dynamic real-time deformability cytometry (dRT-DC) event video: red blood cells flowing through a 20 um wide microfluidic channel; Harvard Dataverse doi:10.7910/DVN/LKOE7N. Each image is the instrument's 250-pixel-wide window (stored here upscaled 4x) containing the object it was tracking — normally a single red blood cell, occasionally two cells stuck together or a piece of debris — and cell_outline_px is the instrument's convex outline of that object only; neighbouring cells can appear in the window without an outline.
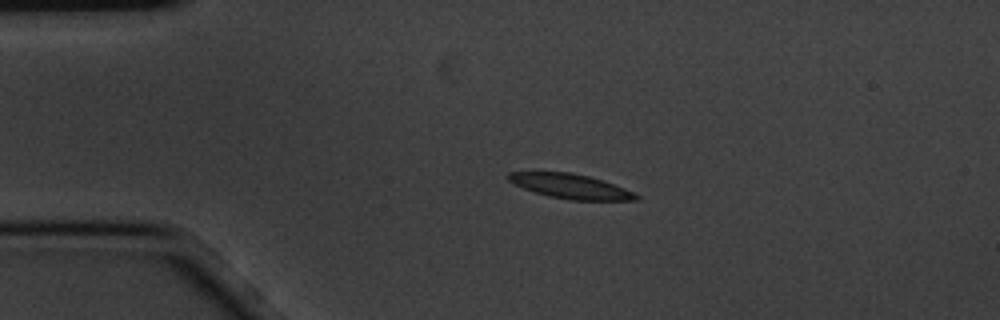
{"species": "common noctule bat (a hibernating species)", "species_latin": "Nyctalus noctula", "temperature_condition": "cold", "stored_images_in_passage": 2, "camera_frame_rate_fps": 3000, "um_per_image_px": 0.085, "animal": {"sex": "male", "body_mass_g": 20.1, "forearm_length_mm": 53.5}, "frame": {"image": 1, "passage_image": 1, "time_ms": 0.0, "image_size_px": [1000, 320], "cell_outline_px": [[640, 200], [568, 200], [548, 196], [524, 188], [508, 180], [504, 176], [508, 172], [572, 172], [588, 176], [624, 188], [640, 196]], "centroid_in_image_um": [48.47, 15.83], "position_along_channel_um": 36.5, "area_um2": 18.15}}